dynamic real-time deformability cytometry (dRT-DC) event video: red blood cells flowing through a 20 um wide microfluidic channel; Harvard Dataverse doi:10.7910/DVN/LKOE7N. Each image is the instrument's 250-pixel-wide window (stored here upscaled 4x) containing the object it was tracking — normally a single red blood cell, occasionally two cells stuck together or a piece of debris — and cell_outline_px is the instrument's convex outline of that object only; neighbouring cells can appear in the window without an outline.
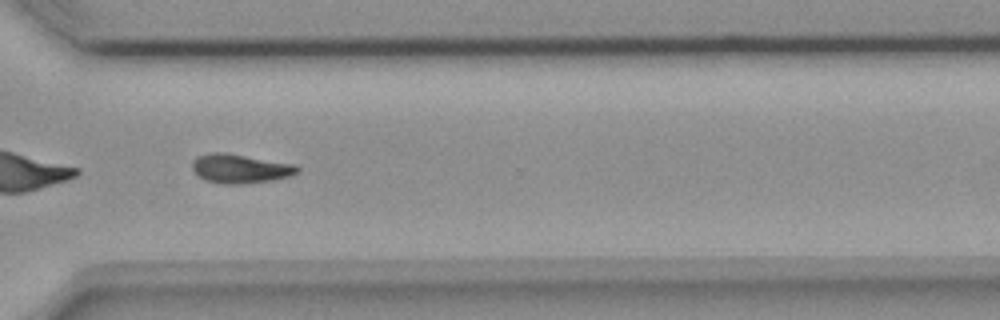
{"species": "common noctule bat (a hibernating species)", "species_latin": "Nyctalus noctula", "temperature_condition": "room temperature", "stored_images_in_passage": 54, "camera_frame_rate_fps": 3000, "um_per_image_px": 0.085, "animal": {"sex": "female", "body_mass_g": 18.4}, "frame": {"image": 1, "passage_image": 39, "time_ms": 12.667, "image_size_px": [1000, 320], "cell_outline_px": [[300, 172], [292, 176], [272, 180], [244, 184], [224, 184], [204, 180], [192, 168], [192, 160], [196, 156], [212, 152], [224, 152], [296, 164], [300, 168]], "centroid_in_image_um": [20.45, 14.33], "position_along_channel_um": 350.2, "area_um2": 18.03}, "authors_computed_cell_mechanics": {"area_um2": 17.8313, "velocity_mm_per_s": 3.7625, "shape_relaxation_time_tau1_ms": 6.4272, "shape_relaxation_time_tau2_ms": null, "deformation_change_tau1": 0.1682, "deformation_change_tau2": null}}